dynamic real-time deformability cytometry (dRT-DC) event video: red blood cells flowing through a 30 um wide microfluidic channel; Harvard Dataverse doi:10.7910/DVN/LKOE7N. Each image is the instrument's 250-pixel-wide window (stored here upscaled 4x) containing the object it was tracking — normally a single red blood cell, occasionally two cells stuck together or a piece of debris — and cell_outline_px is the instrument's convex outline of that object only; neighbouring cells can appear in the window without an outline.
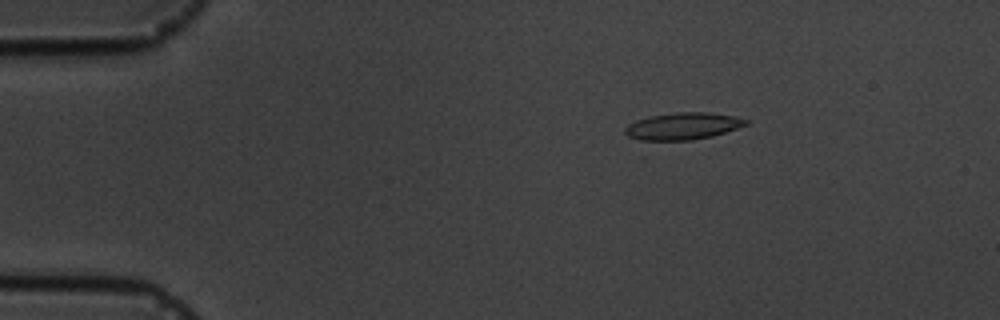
{"species": "common noctule bat (a hibernating species)", "species_latin": "Nyctalus noctula", "temperature_condition": "cold", "stored_images_in_passage": 5, "camera_frame_rate_fps": 3000, "um_per_image_px": 0.085, "animal": {"sex": "male", "body_mass_g": 19.5, "forearm_length_mm": 54.6}, "frame": {"image": 1, "passage_image": 3, "time_ms": 2.333, "image_size_px": [1000, 320], "cell_outline_px": [[748, 124], [712, 136], [692, 140], [640, 140], [628, 136], [624, 132], [624, 128], [628, 124], [636, 120], [652, 116], [676, 112], [704, 112], [736, 116], [748, 120]], "centroid_in_image_um": [58.03, 10.72], "position_along_channel_um": 27.0, "area_um2": 18.84}}